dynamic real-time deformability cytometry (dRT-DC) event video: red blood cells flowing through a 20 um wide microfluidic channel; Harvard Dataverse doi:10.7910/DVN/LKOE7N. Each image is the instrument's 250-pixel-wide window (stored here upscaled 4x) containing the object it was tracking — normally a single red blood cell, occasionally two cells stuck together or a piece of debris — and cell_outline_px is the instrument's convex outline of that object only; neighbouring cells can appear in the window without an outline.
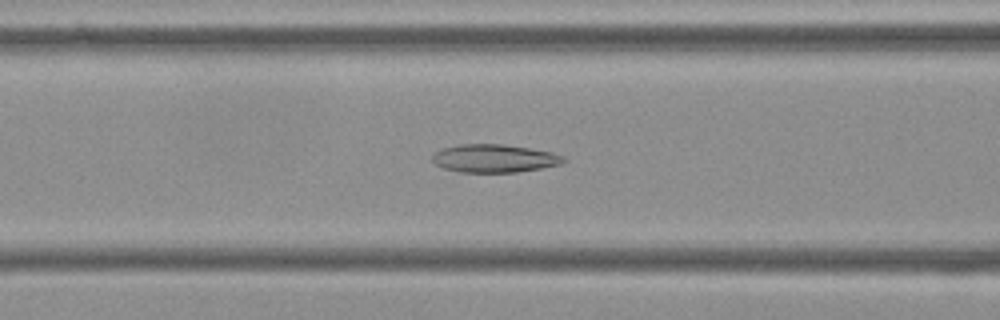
{"species": "Egyptian fruit bat (a non-hibernating species)", "species_latin": "Rousettus aegyptiacus", "temperature_condition": "cold", "stored_images_in_passage": 55, "camera_frame_rate_fps": 3000, "um_per_image_px": 0.085, "frame": {"image": 1, "passage_image": 22, "time_ms": 7.0, "image_size_px": [1000, 320], "cell_outline_px": [[568, 160], [560, 164], [540, 168], [516, 172], [460, 172], [444, 168], [436, 164], [432, 160], [432, 156], [436, 152], [444, 148], [460, 144], [504, 144], [552, 152], [564, 156]], "centroid_in_image_um": [42.04, 13.46], "position_along_channel_um": 124.6, "area_um2": 21.33}}
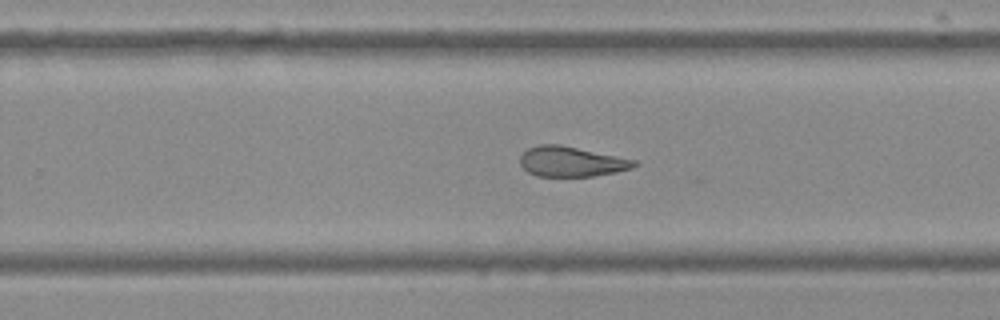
{"frame": {"image": 2, "passage_image": 35, "time_ms": 11.333, "image_size_px": [1000, 320], "cell_outline_px": [[640, 164], [632, 168], [616, 172], [592, 176], [536, 176], [528, 172], [520, 164], [520, 156], [528, 148], [536, 144], [560, 144], [636, 160]], "centroid_in_image_um": [48.56, 13.73], "position_along_channel_um": 281.2, "area_um2": 20.06}}
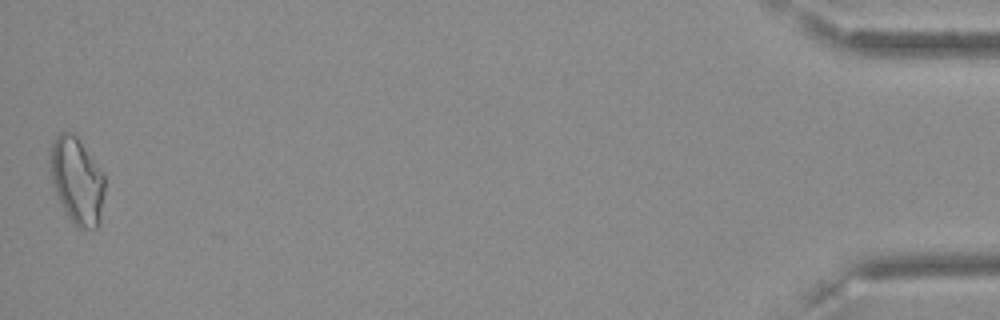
{"frame": {"image": 3, "passage_image": 55, "time_ms": 18.0, "image_size_px": [1000, 320], "cell_outline_px": [[104, 192], [100, 224], [96, 228], [80, 228], [68, 216], [52, 184], [48, 148], [52, 140], [60, 132], [72, 132], [76, 136], [104, 176]], "centroid_in_image_um": [6.51, 15.33], "position_along_channel_um": 428.7, "area_um2": 27.17}, "authors_computed_cell_mechanics": {"area_um2": 22.7154, "velocity_mm_per_s": 3.6148, "shape_relaxation_time_tau1_ms": null, "shape_relaxation_time_tau2_ms": 6.2223, "deformation_change_tau1": null, "deformation_change_tau2": 0.1472}}